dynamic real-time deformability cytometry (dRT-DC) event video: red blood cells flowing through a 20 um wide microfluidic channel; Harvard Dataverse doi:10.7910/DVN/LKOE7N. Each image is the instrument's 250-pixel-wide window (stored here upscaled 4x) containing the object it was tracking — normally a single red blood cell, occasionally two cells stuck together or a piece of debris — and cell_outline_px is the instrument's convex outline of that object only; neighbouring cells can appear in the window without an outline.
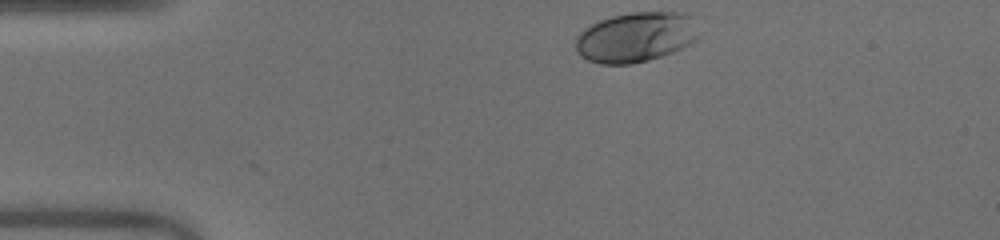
{"species": "human", "species_latin": "Homo sapiens", "temperature_condition": "warm", "stored_images_in_passage": 32, "camera_frame_rate_fps": 3000, "um_per_image_px": 0.085, "donor": {"sex": "male"}, "frame": {"image": 1, "passage_image": 1, "time_ms": 0.0, "image_size_px": [1000, 240], "cell_outline_px": [[696, 40], [672, 52], [648, 60], [632, 64], [600, 64], [588, 60], [580, 56], [576, 52], [576, 36], [584, 28], [600, 20], [612, 16], [632, 12], [684, 12], [696, 16]], "centroid_in_image_um": [54.04, 3.14], "position_along_channel_um": 31.0, "area_um2": 36.01}}
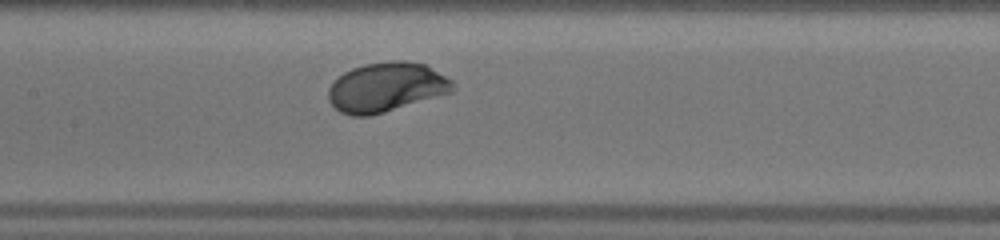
{"frame": {"image": 2, "passage_image": 16, "time_ms": 5.0, "image_size_px": [1000, 240], "cell_outline_px": [[456, 88], [452, 92], [384, 112], [368, 116], [352, 116], [340, 112], [328, 100], [328, 88], [344, 72], [352, 68], [364, 64], [392, 60], [404, 60], [424, 64], [452, 80]], "centroid_in_image_um": [32.83, 7.41], "position_along_channel_um": 174.6, "area_um2": 35.66}}
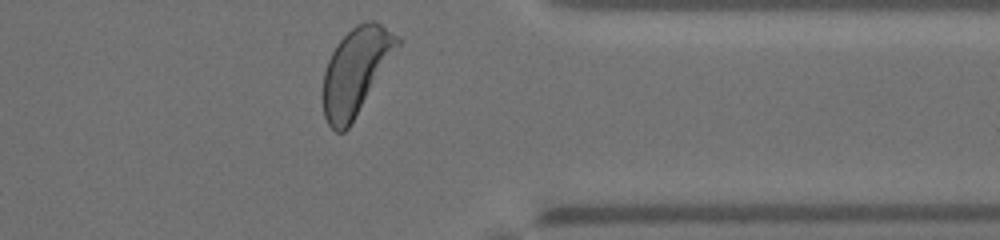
{"frame": {"image": 3, "passage_image": 32, "time_ms": 10.333, "image_size_px": [1000, 240], "cell_outline_px": [[404, 40], [348, 128], [344, 132], [336, 132], [328, 124], [324, 116], [324, 72], [328, 60], [336, 44], [356, 24], [368, 20], [372, 20], [380, 24], [400, 36]], "centroid_in_image_um": [30.29, 6.01], "position_along_channel_um": 381.1, "area_um2": 37.22}, "authors_computed_cell_mechanics": {"area_um2": 34.7956, "velocity_mm_per_s": 4.0324, "shape_relaxation_time_tau1_ms": 1.4153, "shape_relaxation_time_tau2_ms": null, "deformation_change_tau1": 0.141, "deformation_change_tau2": null}}